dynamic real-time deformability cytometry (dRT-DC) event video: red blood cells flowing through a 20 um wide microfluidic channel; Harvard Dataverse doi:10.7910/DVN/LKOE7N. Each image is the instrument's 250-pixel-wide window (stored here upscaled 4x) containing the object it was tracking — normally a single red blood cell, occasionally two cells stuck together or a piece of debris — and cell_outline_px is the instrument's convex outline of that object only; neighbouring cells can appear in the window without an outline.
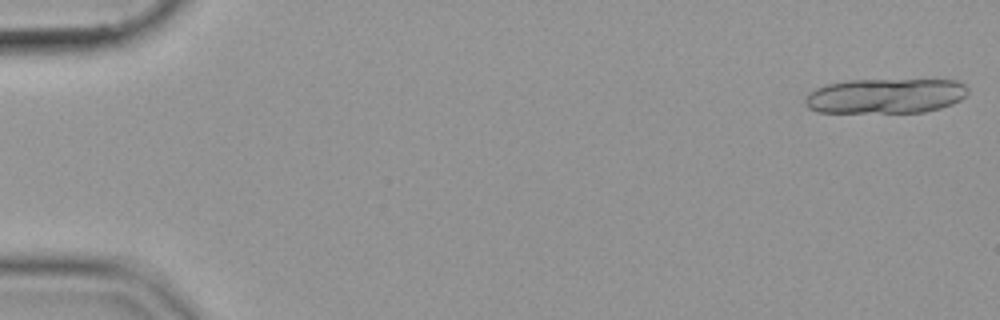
{"species": "common noctule bat (a hibernating species)", "species_latin": "Nyctalus noctula", "temperature_condition": "cold", "stored_images_in_passage": 12, "camera_frame_rate_fps": 3000, "um_per_image_px": 0.085, "animal": {"sex": "female", "body_mass_g": 19.9}, "frame": {"image": 1, "passage_image": 1, "time_ms": 0.0, "image_size_px": [1000, 320], "cell_outline_px": [[968, 92], [960, 100], [952, 104], [940, 108], [924, 112], [816, 112], [808, 108], [804, 104], [804, 100], [816, 88], [828, 84], [852, 80], [956, 80], [964, 84], [968, 88]], "centroid_in_image_um": [75.28, 8.16], "position_along_channel_um": 9.7, "area_um2": 33.0}}